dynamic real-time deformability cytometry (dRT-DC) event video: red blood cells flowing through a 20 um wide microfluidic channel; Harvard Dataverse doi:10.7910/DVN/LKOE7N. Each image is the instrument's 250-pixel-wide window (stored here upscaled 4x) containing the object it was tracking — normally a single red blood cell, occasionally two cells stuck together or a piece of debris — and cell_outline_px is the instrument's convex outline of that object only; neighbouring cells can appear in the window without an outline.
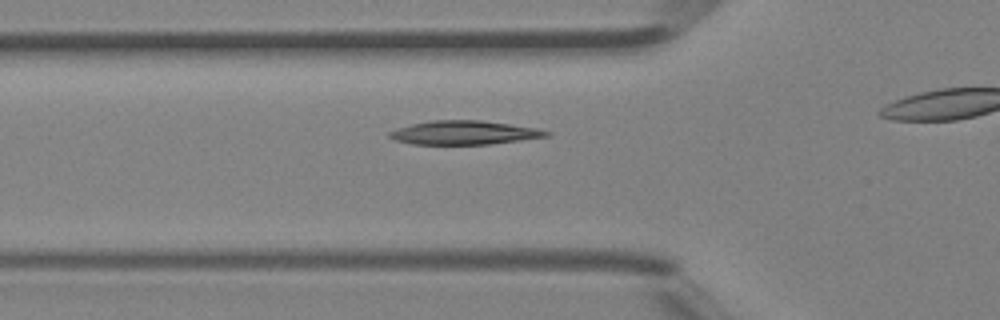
{"species": "Egyptian fruit bat (a non-hibernating species)", "species_latin": "Rousettus aegyptiacus", "temperature_condition": "room temperature", "stored_images_in_passage": 25, "camera_frame_rate_fps": 3000, "um_per_image_px": 0.085, "animal": {"sex": "female"}, "frame": {"image": 1, "passage_image": 4, "time_ms": 1.0, "image_size_px": [1000, 320], "cell_outline_px": [[552, 136], [488, 144], [412, 144], [392, 140], [388, 136], [388, 132], [396, 128], [412, 124], [432, 120], [480, 120], [536, 128], [552, 132]], "centroid_in_image_um": [39.43, 11.28], "position_along_channel_um": 86.4, "area_um2": 21.79}}
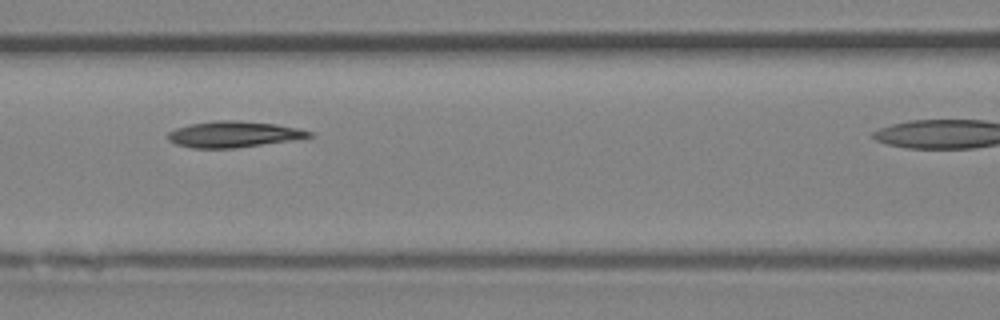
{"frame": {"image": 2, "passage_image": 8, "time_ms": 2.333, "image_size_px": [1000, 320], "cell_outline_px": [[312, 136], [292, 140], [236, 148], [192, 148], [176, 144], [168, 140], [168, 132], [176, 128], [188, 124], [216, 120], [240, 120], [276, 124], [296, 128], [312, 132]], "centroid_in_image_um": [19.81, 11.41], "position_along_channel_um": 146.8, "area_um2": 21.44}}
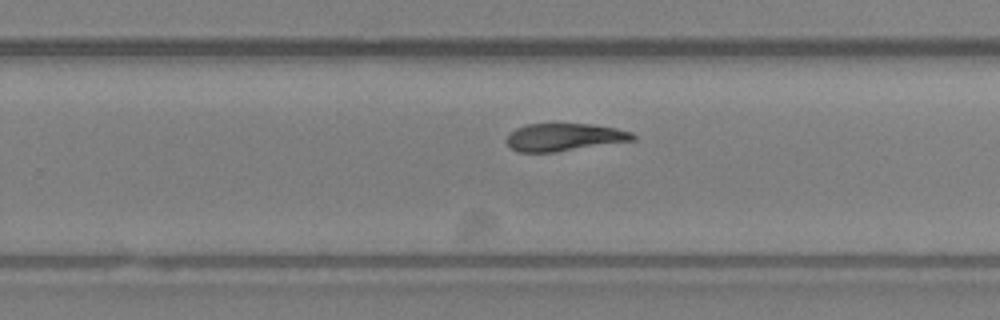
{"frame": {"image": 3, "passage_image": 17, "time_ms": 5.333, "image_size_px": [1000, 320], "cell_outline_px": [[636, 140], [556, 152], [516, 152], [504, 140], [516, 128], [528, 124], [592, 124], [616, 128], [632, 132], [636, 136]], "centroid_in_image_um": [47.98, 11.66], "position_along_channel_um": 281.8, "area_um2": 20.35}}